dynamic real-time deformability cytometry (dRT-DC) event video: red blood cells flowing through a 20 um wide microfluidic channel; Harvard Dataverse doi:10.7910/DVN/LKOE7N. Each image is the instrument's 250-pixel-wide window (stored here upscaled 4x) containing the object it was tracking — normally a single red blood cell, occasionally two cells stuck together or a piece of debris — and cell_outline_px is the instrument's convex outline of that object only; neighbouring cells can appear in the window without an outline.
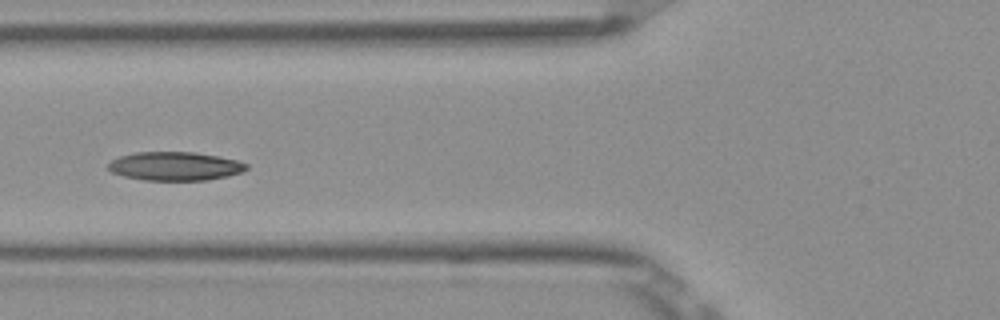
{"species": "Egyptian fruit bat (a non-hibernating species)", "species_latin": "Rousettus aegyptiacus", "temperature_condition": "room temperature", "stored_images_in_passage": 9, "camera_frame_rate_fps": 3000, "um_per_image_px": 0.085, "frame": {"image": 1, "passage_image": 6, "time_ms": 1.667, "image_size_px": [1000, 320], "cell_outline_px": [[248, 168], [240, 172], [228, 176], [208, 180], [144, 180], [124, 176], [112, 172], [108, 168], [108, 164], [112, 160], [120, 156], [136, 152], [196, 152], [236, 160], [248, 164]], "centroid_in_image_um": [14.87, 14.12], "position_along_channel_um": 110.9, "area_um2": 22.95}}
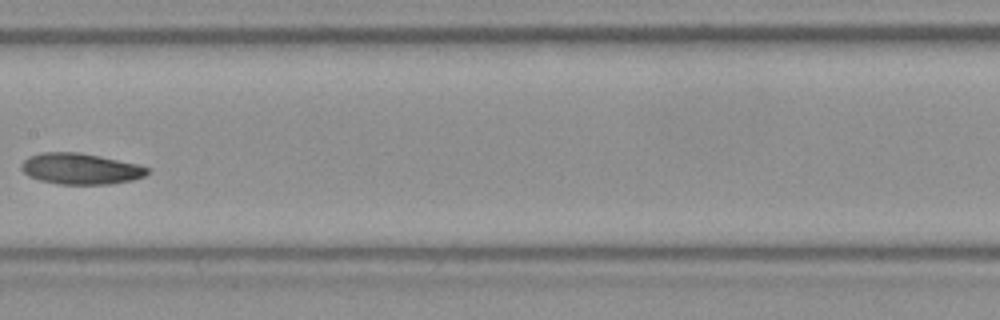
{"frame": {"image": 2, "passage_image": 8, "time_ms": 2.333, "image_size_px": [1000, 320], "cell_outline_px": [[148, 172], [144, 176], [132, 180], [108, 184], [60, 184], [40, 180], [28, 176], [20, 168], [20, 164], [28, 156], [40, 152], [80, 152], [100, 156], [136, 164], [148, 168]], "centroid_in_image_um": [6.79, 14.33], "position_along_channel_um": 200.6, "area_um2": 22.72}}
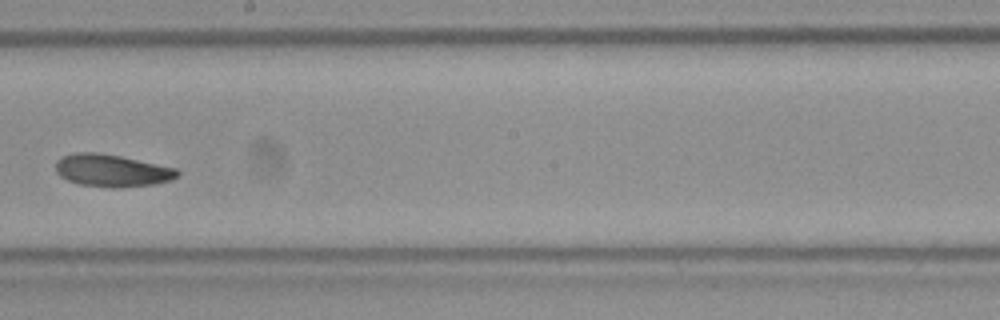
{"frame": {"image": 3, "passage_image": 9, "time_ms": 2.667, "image_size_px": [1000, 320], "cell_outline_px": [[180, 176], [172, 180], [156, 184], [120, 188], [112, 188], [80, 184], [68, 180], [60, 176], [56, 172], [56, 160], [64, 156], [76, 152], [100, 152], [120, 156], [176, 168], [180, 172]], "centroid_in_image_um": [9.54, 14.5], "position_along_channel_um": 238.7, "area_um2": 23.12}}